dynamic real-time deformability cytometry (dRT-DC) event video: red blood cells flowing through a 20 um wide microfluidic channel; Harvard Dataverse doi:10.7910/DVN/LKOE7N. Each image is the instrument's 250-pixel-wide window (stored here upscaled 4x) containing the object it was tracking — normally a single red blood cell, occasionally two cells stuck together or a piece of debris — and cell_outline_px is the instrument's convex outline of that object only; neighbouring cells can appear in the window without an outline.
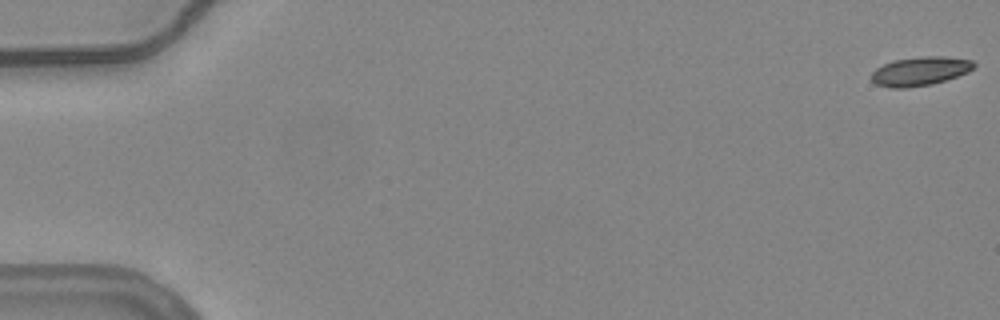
{"species": "common noctule bat (a hibernating species)", "species_latin": "Nyctalus noctula", "temperature_condition": "warm", "stored_images_in_passage": 56, "camera_frame_rate_fps": 3000, "um_per_image_px": 0.085, "animal": {"sex": "female", "body_mass_g": 24.6, "forearm_length_mm": 56.2}, "frame": {"image": 1, "passage_image": 1, "time_ms": 0.0, "image_size_px": [1000, 320], "cell_outline_px": [[976, 64], [968, 72], [932, 84], [908, 88], [888, 88], [876, 84], [872, 80], [872, 72], [876, 68], [884, 64], [896, 60], [924, 56], [944, 56], [972, 60]], "centroid_in_image_um": [78.2, 6.06], "position_along_channel_um": 6.8, "area_um2": 17.11}}
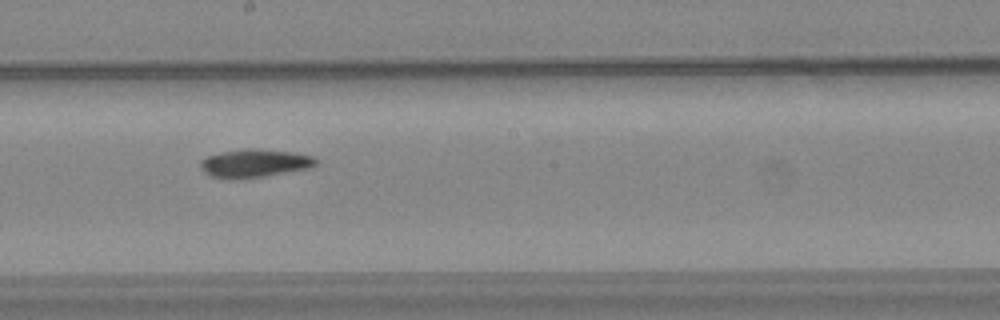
{"frame": {"image": 2, "passage_image": 32, "time_ms": 10.333, "image_size_px": [1000, 320], "cell_outline_px": [[316, 164], [308, 168], [264, 176], [240, 180], [232, 180], [208, 176], [200, 168], [200, 160], [208, 156], [220, 152], [244, 148], [256, 148], [292, 152], [316, 156]], "centroid_in_image_um": [21.58, 13.88], "position_along_channel_um": 226.6, "area_um2": 19.31}}
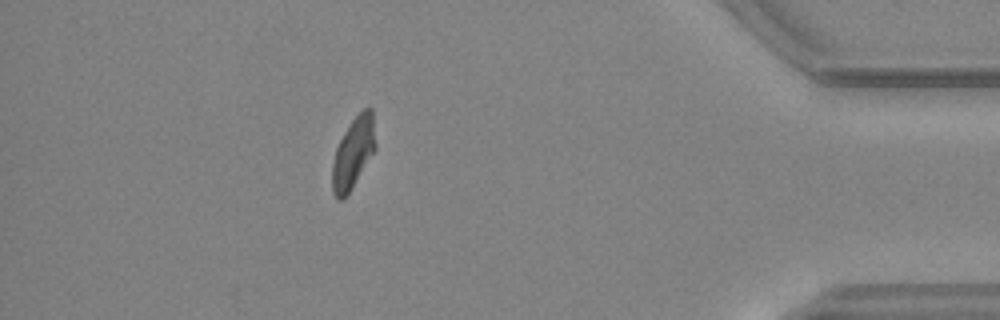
{"frame": {"image": 3, "passage_image": 50, "time_ms": 16.333, "image_size_px": [1000, 320], "cell_outline_px": [[376, 148], [352, 188], [344, 200], [336, 200], [332, 192], [332, 164], [336, 148], [344, 132], [352, 120], [364, 108], [372, 108], [376, 144]], "centroid_in_image_um": [30.01, 13.03], "position_along_channel_um": 405.2, "area_um2": 17.92}}